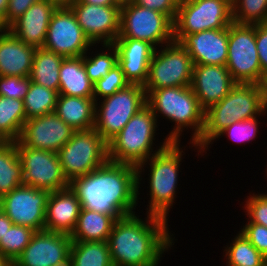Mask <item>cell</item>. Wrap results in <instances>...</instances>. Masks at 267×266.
<instances>
[{
	"instance_id": "1",
	"label": "cell",
	"mask_w": 267,
	"mask_h": 266,
	"mask_svg": "<svg viewBox=\"0 0 267 266\" xmlns=\"http://www.w3.org/2000/svg\"><path fill=\"white\" fill-rule=\"evenodd\" d=\"M136 215L114 222L107 241L113 266H158L162 254L174 245L166 219L147 214L143 220Z\"/></svg>"
},
{
	"instance_id": "2",
	"label": "cell",
	"mask_w": 267,
	"mask_h": 266,
	"mask_svg": "<svg viewBox=\"0 0 267 266\" xmlns=\"http://www.w3.org/2000/svg\"><path fill=\"white\" fill-rule=\"evenodd\" d=\"M70 186L83 208L112 215L115 219L135 213L138 195L134 165L108 160L95 171L75 179Z\"/></svg>"
},
{
	"instance_id": "3",
	"label": "cell",
	"mask_w": 267,
	"mask_h": 266,
	"mask_svg": "<svg viewBox=\"0 0 267 266\" xmlns=\"http://www.w3.org/2000/svg\"><path fill=\"white\" fill-rule=\"evenodd\" d=\"M266 111L267 85L236 83L221 101L205 110L204 130L195 145L204 153L219 133L233 122L251 119Z\"/></svg>"
},
{
	"instance_id": "4",
	"label": "cell",
	"mask_w": 267,
	"mask_h": 266,
	"mask_svg": "<svg viewBox=\"0 0 267 266\" xmlns=\"http://www.w3.org/2000/svg\"><path fill=\"white\" fill-rule=\"evenodd\" d=\"M146 104L152 110L156 119L162 114L170 122H174L173 130L167 135L170 142H180L184 128L193 129L190 139L198 153L203 154L195 143L200 139L204 130L205 110L194 94L191 86L166 87L156 90H145ZM172 120V121H171ZM192 140V141H191Z\"/></svg>"
},
{
	"instance_id": "5",
	"label": "cell",
	"mask_w": 267,
	"mask_h": 266,
	"mask_svg": "<svg viewBox=\"0 0 267 266\" xmlns=\"http://www.w3.org/2000/svg\"><path fill=\"white\" fill-rule=\"evenodd\" d=\"M182 153L184 152L180 147V142H170L166 147L137 166V195H139L143 167L147 163L150 165V173L148 174L150 175V201L149 205H147L149 208H147L146 214L168 220L169 209L172 208L171 206H173L176 197Z\"/></svg>"
},
{
	"instance_id": "6",
	"label": "cell",
	"mask_w": 267,
	"mask_h": 266,
	"mask_svg": "<svg viewBox=\"0 0 267 266\" xmlns=\"http://www.w3.org/2000/svg\"><path fill=\"white\" fill-rule=\"evenodd\" d=\"M157 125L156 116L146 105L133 115L123 129L107 143L109 161L137 167L166 147L170 143L167 138L157 151H152Z\"/></svg>"
},
{
	"instance_id": "7",
	"label": "cell",
	"mask_w": 267,
	"mask_h": 266,
	"mask_svg": "<svg viewBox=\"0 0 267 266\" xmlns=\"http://www.w3.org/2000/svg\"><path fill=\"white\" fill-rule=\"evenodd\" d=\"M57 153L63 173L70 184L109 160L108 144L94 128L75 131Z\"/></svg>"
},
{
	"instance_id": "8",
	"label": "cell",
	"mask_w": 267,
	"mask_h": 266,
	"mask_svg": "<svg viewBox=\"0 0 267 266\" xmlns=\"http://www.w3.org/2000/svg\"><path fill=\"white\" fill-rule=\"evenodd\" d=\"M117 38L145 41L156 49L174 41V23L167 15L129 0L121 4Z\"/></svg>"
},
{
	"instance_id": "9",
	"label": "cell",
	"mask_w": 267,
	"mask_h": 266,
	"mask_svg": "<svg viewBox=\"0 0 267 266\" xmlns=\"http://www.w3.org/2000/svg\"><path fill=\"white\" fill-rule=\"evenodd\" d=\"M96 102L94 129L108 143L146 104L143 85L129 84L113 95ZM99 108V109H98Z\"/></svg>"
},
{
	"instance_id": "10",
	"label": "cell",
	"mask_w": 267,
	"mask_h": 266,
	"mask_svg": "<svg viewBox=\"0 0 267 266\" xmlns=\"http://www.w3.org/2000/svg\"><path fill=\"white\" fill-rule=\"evenodd\" d=\"M233 22L232 0H185L178 4L174 41L187 34L224 29Z\"/></svg>"
},
{
	"instance_id": "11",
	"label": "cell",
	"mask_w": 267,
	"mask_h": 266,
	"mask_svg": "<svg viewBox=\"0 0 267 266\" xmlns=\"http://www.w3.org/2000/svg\"><path fill=\"white\" fill-rule=\"evenodd\" d=\"M226 68L237 83L262 85V69L256 48V25L232 22L228 26Z\"/></svg>"
},
{
	"instance_id": "12",
	"label": "cell",
	"mask_w": 267,
	"mask_h": 266,
	"mask_svg": "<svg viewBox=\"0 0 267 266\" xmlns=\"http://www.w3.org/2000/svg\"><path fill=\"white\" fill-rule=\"evenodd\" d=\"M165 46L153 53L144 90L191 86L194 64L187 50L177 41Z\"/></svg>"
},
{
	"instance_id": "13",
	"label": "cell",
	"mask_w": 267,
	"mask_h": 266,
	"mask_svg": "<svg viewBox=\"0 0 267 266\" xmlns=\"http://www.w3.org/2000/svg\"><path fill=\"white\" fill-rule=\"evenodd\" d=\"M22 165L23 185L50 192L66 189V179L57 152L35 149L16 141Z\"/></svg>"
},
{
	"instance_id": "14",
	"label": "cell",
	"mask_w": 267,
	"mask_h": 266,
	"mask_svg": "<svg viewBox=\"0 0 267 266\" xmlns=\"http://www.w3.org/2000/svg\"><path fill=\"white\" fill-rule=\"evenodd\" d=\"M49 194L48 190L21 185L0 198V209L13 224L43 231Z\"/></svg>"
},
{
	"instance_id": "15",
	"label": "cell",
	"mask_w": 267,
	"mask_h": 266,
	"mask_svg": "<svg viewBox=\"0 0 267 266\" xmlns=\"http://www.w3.org/2000/svg\"><path fill=\"white\" fill-rule=\"evenodd\" d=\"M93 45L70 8H57L50 19L43 48L67 57L83 56Z\"/></svg>"
},
{
	"instance_id": "16",
	"label": "cell",
	"mask_w": 267,
	"mask_h": 266,
	"mask_svg": "<svg viewBox=\"0 0 267 266\" xmlns=\"http://www.w3.org/2000/svg\"><path fill=\"white\" fill-rule=\"evenodd\" d=\"M71 245L66 233L38 231L13 266H69Z\"/></svg>"
},
{
	"instance_id": "17",
	"label": "cell",
	"mask_w": 267,
	"mask_h": 266,
	"mask_svg": "<svg viewBox=\"0 0 267 266\" xmlns=\"http://www.w3.org/2000/svg\"><path fill=\"white\" fill-rule=\"evenodd\" d=\"M70 9L93 45L112 44L119 36L121 5L101 6L76 2Z\"/></svg>"
},
{
	"instance_id": "18",
	"label": "cell",
	"mask_w": 267,
	"mask_h": 266,
	"mask_svg": "<svg viewBox=\"0 0 267 266\" xmlns=\"http://www.w3.org/2000/svg\"><path fill=\"white\" fill-rule=\"evenodd\" d=\"M74 132L53 112L26 120L18 141L26 147L58 152Z\"/></svg>"
},
{
	"instance_id": "19",
	"label": "cell",
	"mask_w": 267,
	"mask_h": 266,
	"mask_svg": "<svg viewBox=\"0 0 267 266\" xmlns=\"http://www.w3.org/2000/svg\"><path fill=\"white\" fill-rule=\"evenodd\" d=\"M236 83L226 66L193 65L191 88L204 110L221 101Z\"/></svg>"
},
{
	"instance_id": "20",
	"label": "cell",
	"mask_w": 267,
	"mask_h": 266,
	"mask_svg": "<svg viewBox=\"0 0 267 266\" xmlns=\"http://www.w3.org/2000/svg\"><path fill=\"white\" fill-rule=\"evenodd\" d=\"M179 43L187 50L194 65L226 66L228 27L187 34Z\"/></svg>"
},
{
	"instance_id": "21",
	"label": "cell",
	"mask_w": 267,
	"mask_h": 266,
	"mask_svg": "<svg viewBox=\"0 0 267 266\" xmlns=\"http://www.w3.org/2000/svg\"><path fill=\"white\" fill-rule=\"evenodd\" d=\"M81 208L78 195L71 186L50 192L45 211L44 230L71 235Z\"/></svg>"
},
{
	"instance_id": "22",
	"label": "cell",
	"mask_w": 267,
	"mask_h": 266,
	"mask_svg": "<svg viewBox=\"0 0 267 266\" xmlns=\"http://www.w3.org/2000/svg\"><path fill=\"white\" fill-rule=\"evenodd\" d=\"M112 44L125 78L130 84L144 85L155 48L148 42L130 38H117Z\"/></svg>"
},
{
	"instance_id": "23",
	"label": "cell",
	"mask_w": 267,
	"mask_h": 266,
	"mask_svg": "<svg viewBox=\"0 0 267 266\" xmlns=\"http://www.w3.org/2000/svg\"><path fill=\"white\" fill-rule=\"evenodd\" d=\"M57 7L50 0L33 3L8 29L25 44L44 46L51 16Z\"/></svg>"
},
{
	"instance_id": "24",
	"label": "cell",
	"mask_w": 267,
	"mask_h": 266,
	"mask_svg": "<svg viewBox=\"0 0 267 266\" xmlns=\"http://www.w3.org/2000/svg\"><path fill=\"white\" fill-rule=\"evenodd\" d=\"M36 47L25 44L9 29L0 35V76L28 77Z\"/></svg>"
},
{
	"instance_id": "25",
	"label": "cell",
	"mask_w": 267,
	"mask_h": 266,
	"mask_svg": "<svg viewBox=\"0 0 267 266\" xmlns=\"http://www.w3.org/2000/svg\"><path fill=\"white\" fill-rule=\"evenodd\" d=\"M96 102L94 98L58 95L54 113L75 131L95 126Z\"/></svg>"
},
{
	"instance_id": "26",
	"label": "cell",
	"mask_w": 267,
	"mask_h": 266,
	"mask_svg": "<svg viewBox=\"0 0 267 266\" xmlns=\"http://www.w3.org/2000/svg\"><path fill=\"white\" fill-rule=\"evenodd\" d=\"M59 95L93 98L94 86L88 78L83 56L67 57L59 70Z\"/></svg>"
},
{
	"instance_id": "27",
	"label": "cell",
	"mask_w": 267,
	"mask_h": 266,
	"mask_svg": "<svg viewBox=\"0 0 267 266\" xmlns=\"http://www.w3.org/2000/svg\"><path fill=\"white\" fill-rule=\"evenodd\" d=\"M112 215L81 208L72 241H108L115 222Z\"/></svg>"
},
{
	"instance_id": "28",
	"label": "cell",
	"mask_w": 267,
	"mask_h": 266,
	"mask_svg": "<svg viewBox=\"0 0 267 266\" xmlns=\"http://www.w3.org/2000/svg\"><path fill=\"white\" fill-rule=\"evenodd\" d=\"M64 57L43 47L37 48L30 74L32 82L59 92V70Z\"/></svg>"
},
{
	"instance_id": "29",
	"label": "cell",
	"mask_w": 267,
	"mask_h": 266,
	"mask_svg": "<svg viewBox=\"0 0 267 266\" xmlns=\"http://www.w3.org/2000/svg\"><path fill=\"white\" fill-rule=\"evenodd\" d=\"M69 266H113L107 241H72Z\"/></svg>"
},
{
	"instance_id": "30",
	"label": "cell",
	"mask_w": 267,
	"mask_h": 266,
	"mask_svg": "<svg viewBox=\"0 0 267 266\" xmlns=\"http://www.w3.org/2000/svg\"><path fill=\"white\" fill-rule=\"evenodd\" d=\"M23 185L22 165L16 141L0 145V198Z\"/></svg>"
},
{
	"instance_id": "31",
	"label": "cell",
	"mask_w": 267,
	"mask_h": 266,
	"mask_svg": "<svg viewBox=\"0 0 267 266\" xmlns=\"http://www.w3.org/2000/svg\"><path fill=\"white\" fill-rule=\"evenodd\" d=\"M25 122L23 100L0 96V135L7 142L18 141Z\"/></svg>"
},
{
	"instance_id": "32",
	"label": "cell",
	"mask_w": 267,
	"mask_h": 266,
	"mask_svg": "<svg viewBox=\"0 0 267 266\" xmlns=\"http://www.w3.org/2000/svg\"><path fill=\"white\" fill-rule=\"evenodd\" d=\"M229 245L224 250L227 266H267V259L240 231Z\"/></svg>"
},
{
	"instance_id": "33",
	"label": "cell",
	"mask_w": 267,
	"mask_h": 266,
	"mask_svg": "<svg viewBox=\"0 0 267 266\" xmlns=\"http://www.w3.org/2000/svg\"><path fill=\"white\" fill-rule=\"evenodd\" d=\"M58 95L57 91L31 81L28 92L23 100L26 120L53 113Z\"/></svg>"
},
{
	"instance_id": "34",
	"label": "cell",
	"mask_w": 267,
	"mask_h": 266,
	"mask_svg": "<svg viewBox=\"0 0 267 266\" xmlns=\"http://www.w3.org/2000/svg\"><path fill=\"white\" fill-rule=\"evenodd\" d=\"M35 233L36 231L31 228L12 224L0 240V254L13 263L29 244Z\"/></svg>"
},
{
	"instance_id": "35",
	"label": "cell",
	"mask_w": 267,
	"mask_h": 266,
	"mask_svg": "<svg viewBox=\"0 0 267 266\" xmlns=\"http://www.w3.org/2000/svg\"><path fill=\"white\" fill-rule=\"evenodd\" d=\"M109 52L101 50L95 56L89 57L86 52L83 55V64L86 69L88 78L95 84L99 79L104 77L114 66L118 64V53L113 44L102 45Z\"/></svg>"
},
{
	"instance_id": "36",
	"label": "cell",
	"mask_w": 267,
	"mask_h": 266,
	"mask_svg": "<svg viewBox=\"0 0 267 266\" xmlns=\"http://www.w3.org/2000/svg\"><path fill=\"white\" fill-rule=\"evenodd\" d=\"M232 17L237 24L267 22V0H232Z\"/></svg>"
},
{
	"instance_id": "37",
	"label": "cell",
	"mask_w": 267,
	"mask_h": 266,
	"mask_svg": "<svg viewBox=\"0 0 267 266\" xmlns=\"http://www.w3.org/2000/svg\"><path fill=\"white\" fill-rule=\"evenodd\" d=\"M130 82L125 78L121 67L117 64L104 77L99 79L94 86V101L97 102L99 97L113 95L121 89L126 88Z\"/></svg>"
},
{
	"instance_id": "38",
	"label": "cell",
	"mask_w": 267,
	"mask_h": 266,
	"mask_svg": "<svg viewBox=\"0 0 267 266\" xmlns=\"http://www.w3.org/2000/svg\"><path fill=\"white\" fill-rule=\"evenodd\" d=\"M258 126L259 122L257 117L243 121H236L220 132L215 139H219L224 134H227V137L236 143L238 142L241 144V142H250L257 136Z\"/></svg>"
},
{
	"instance_id": "39",
	"label": "cell",
	"mask_w": 267,
	"mask_h": 266,
	"mask_svg": "<svg viewBox=\"0 0 267 266\" xmlns=\"http://www.w3.org/2000/svg\"><path fill=\"white\" fill-rule=\"evenodd\" d=\"M30 82V76H0V96L24 100Z\"/></svg>"
},
{
	"instance_id": "40",
	"label": "cell",
	"mask_w": 267,
	"mask_h": 266,
	"mask_svg": "<svg viewBox=\"0 0 267 266\" xmlns=\"http://www.w3.org/2000/svg\"><path fill=\"white\" fill-rule=\"evenodd\" d=\"M246 215L250 218L247 223H256L267 227V194H252L245 204Z\"/></svg>"
},
{
	"instance_id": "41",
	"label": "cell",
	"mask_w": 267,
	"mask_h": 266,
	"mask_svg": "<svg viewBox=\"0 0 267 266\" xmlns=\"http://www.w3.org/2000/svg\"><path fill=\"white\" fill-rule=\"evenodd\" d=\"M240 232L250 241V243L267 259V227L247 223Z\"/></svg>"
},
{
	"instance_id": "42",
	"label": "cell",
	"mask_w": 267,
	"mask_h": 266,
	"mask_svg": "<svg viewBox=\"0 0 267 266\" xmlns=\"http://www.w3.org/2000/svg\"><path fill=\"white\" fill-rule=\"evenodd\" d=\"M256 48L262 69V85H267V22L256 24Z\"/></svg>"
},
{
	"instance_id": "43",
	"label": "cell",
	"mask_w": 267,
	"mask_h": 266,
	"mask_svg": "<svg viewBox=\"0 0 267 266\" xmlns=\"http://www.w3.org/2000/svg\"><path fill=\"white\" fill-rule=\"evenodd\" d=\"M138 6H143L167 15L173 22L177 15L179 2L177 0H132Z\"/></svg>"
},
{
	"instance_id": "44",
	"label": "cell",
	"mask_w": 267,
	"mask_h": 266,
	"mask_svg": "<svg viewBox=\"0 0 267 266\" xmlns=\"http://www.w3.org/2000/svg\"><path fill=\"white\" fill-rule=\"evenodd\" d=\"M40 0H9L8 8L3 19L4 23L9 27L17 18L33 4Z\"/></svg>"
},
{
	"instance_id": "45",
	"label": "cell",
	"mask_w": 267,
	"mask_h": 266,
	"mask_svg": "<svg viewBox=\"0 0 267 266\" xmlns=\"http://www.w3.org/2000/svg\"><path fill=\"white\" fill-rule=\"evenodd\" d=\"M13 222L6 216V214L0 209V240L5 236Z\"/></svg>"
},
{
	"instance_id": "46",
	"label": "cell",
	"mask_w": 267,
	"mask_h": 266,
	"mask_svg": "<svg viewBox=\"0 0 267 266\" xmlns=\"http://www.w3.org/2000/svg\"><path fill=\"white\" fill-rule=\"evenodd\" d=\"M77 2L87 3L91 5L112 6L121 5L119 0H78Z\"/></svg>"
},
{
	"instance_id": "47",
	"label": "cell",
	"mask_w": 267,
	"mask_h": 266,
	"mask_svg": "<svg viewBox=\"0 0 267 266\" xmlns=\"http://www.w3.org/2000/svg\"><path fill=\"white\" fill-rule=\"evenodd\" d=\"M57 8H70L78 0H50Z\"/></svg>"
},
{
	"instance_id": "48",
	"label": "cell",
	"mask_w": 267,
	"mask_h": 266,
	"mask_svg": "<svg viewBox=\"0 0 267 266\" xmlns=\"http://www.w3.org/2000/svg\"><path fill=\"white\" fill-rule=\"evenodd\" d=\"M8 2L9 0H0V16L4 19L7 8H8Z\"/></svg>"
},
{
	"instance_id": "49",
	"label": "cell",
	"mask_w": 267,
	"mask_h": 266,
	"mask_svg": "<svg viewBox=\"0 0 267 266\" xmlns=\"http://www.w3.org/2000/svg\"><path fill=\"white\" fill-rule=\"evenodd\" d=\"M13 263L6 257L0 254V266H12Z\"/></svg>"
},
{
	"instance_id": "50",
	"label": "cell",
	"mask_w": 267,
	"mask_h": 266,
	"mask_svg": "<svg viewBox=\"0 0 267 266\" xmlns=\"http://www.w3.org/2000/svg\"><path fill=\"white\" fill-rule=\"evenodd\" d=\"M8 30V26L4 23L3 18L0 16V35Z\"/></svg>"
},
{
	"instance_id": "51",
	"label": "cell",
	"mask_w": 267,
	"mask_h": 266,
	"mask_svg": "<svg viewBox=\"0 0 267 266\" xmlns=\"http://www.w3.org/2000/svg\"><path fill=\"white\" fill-rule=\"evenodd\" d=\"M7 141L0 135V145L6 143Z\"/></svg>"
}]
</instances>
